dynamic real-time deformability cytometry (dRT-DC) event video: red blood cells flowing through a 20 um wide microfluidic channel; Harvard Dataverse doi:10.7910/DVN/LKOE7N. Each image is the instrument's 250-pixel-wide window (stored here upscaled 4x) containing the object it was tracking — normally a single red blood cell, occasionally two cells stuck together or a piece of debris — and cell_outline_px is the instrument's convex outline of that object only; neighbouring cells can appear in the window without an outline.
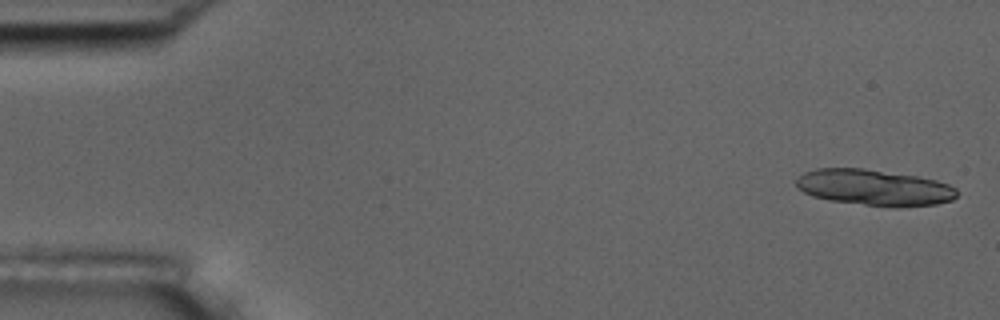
{"species": "common noctule bat (a hibernating species)", "species_latin": "Nyctalus noctula", "temperature_condition": "room temperature", "stored_images_in_passage": 6, "segment_of_instrument_passage": [1, 2], "camera_frame_rate_fps": 3000, "um_per_image_px": 0.085, "animal": {"sex": "male", "body_mass_g": 17.5, "forearm_length_mm": 52.3}, "frame": {"image": 1, "passage_image": 1, "time_ms": 0.0, "image_size_px": [1000, 320], "cell_outline_px": [[956, 196], [952, 200], [936, 204], [900, 208], [892, 208], [828, 200], [812, 196], [796, 188], [796, 180], [804, 172], [816, 168], [864, 168], [916, 176], [936, 180], [948, 184], [956, 188]], "centroid_in_image_um": [74.3, 15.95], "position_along_channel_um": 10.7, "area_um2": 34.04}}